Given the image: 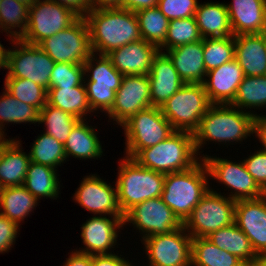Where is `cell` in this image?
Returning <instances> with one entry per match:
<instances>
[{"label":"cell","instance_id":"obj_7","mask_svg":"<svg viewBox=\"0 0 266 266\" xmlns=\"http://www.w3.org/2000/svg\"><path fill=\"white\" fill-rule=\"evenodd\" d=\"M214 190L210 186L183 222L184 229L192 238L207 237L234 223L236 200Z\"/></svg>","mask_w":266,"mask_h":266},{"label":"cell","instance_id":"obj_47","mask_svg":"<svg viewBox=\"0 0 266 266\" xmlns=\"http://www.w3.org/2000/svg\"><path fill=\"white\" fill-rule=\"evenodd\" d=\"M116 254L113 252L112 254L92 255L93 266H132V261L129 262L117 252Z\"/></svg>","mask_w":266,"mask_h":266},{"label":"cell","instance_id":"obj_21","mask_svg":"<svg viewBox=\"0 0 266 266\" xmlns=\"http://www.w3.org/2000/svg\"><path fill=\"white\" fill-rule=\"evenodd\" d=\"M245 75L239 63L233 59L209 70L203 85L212 104H231Z\"/></svg>","mask_w":266,"mask_h":266},{"label":"cell","instance_id":"obj_27","mask_svg":"<svg viewBox=\"0 0 266 266\" xmlns=\"http://www.w3.org/2000/svg\"><path fill=\"white\" fill-rule=\"evenodd\" d=\"M87 120H80L71 130L64 150L67 159L71 156L79 160L100 159L103 154L102 143L97 136L96 126L88 125ZM96 130V131H95Z\"/></svg>","mask_w":266,"mask_h":266},{"label":"cell","instance_id":"obj_42","mask_svg":"<svg viewBox=\"0 0 266 266\" xmlns=\"http://www.w3.org/2000/svg\"><path fill=\"white\" fill-rule=\"evenodd\" d=\"M203 54L207 72L231 62L235 58L234 36L204 38Z\"/></svg>","mask_w":266,"mask_h":266},{"label":"cell","instance_id":"obj_49","mask_svg":"<svg viewBox=\"0 0 266 266\" xmlns=\"http://www.w3.org/2000/svg\"><path fill=\"white\" fill-rule=\"evenodd\" d=\"M61 266H93L92 255L84 254L73 250Z\"/></svg>","mask_w":266,"mask_h":266},{"label":"cell","instance_id":"obj_44","mask_svg":"<svg viewBox=\"0 0 266 266\" xmlns=\"http://www.w3.org/2000/svg\"><path fill=\"white\" fill-rule=\"evenodd\" d=\"M198 4L197 0H159L157 8L170 21L194 17Z\"/></svg>","mask_w":266,"mask_h":266},{"label":"cell","instance_id":"obj_48","mask_svg":"<svg viewBox=\"0 0 266 266\" xmlns=\"http://www.w3.org/2000/svg\"><path fill=\"white\" fill-rule=\"evenodd\" d=\"M54 2L71 8L80 17H84L91 10V0H53Z\"/></svg>","mask_w":266,"mask_h":266},{"label":"cell","instance_id":"obj_57","mask_svg":"<svg viewBox=\"0 0 266 266\" xmlns=\"http://www.w3.org/2000/svg\"><path fill=\"white\" fill-rule=\"evenodd\" d=\"M1 151H2V137L0 138V156H1Z\"/></svg>","mask_w":266,"mask_h":266},{"label":"cell","instance_id":"obj_29","mask_svg":"<svg viewBox=\"0 0 266 266\" xmlns=\"http://www.w3.org/2000/svg\"><path fill=\"white\" fill-rule=\"evenodd\" d=\"M221 250H226L237 256L247 266H255L259 256L244 232L235 224L218 229L206 237Z\"/></svg>","mask_w":266,"mask_h":266},{"label":"cell","instance_id":"obj_25","mask_svg":"<svg viewBox=\"0 0 266 266\" xmlns=\"http://www.w3.org/2000/svg\"><path fill=\"white\" fill-rule=\"evenodd\" d=\"M235 60L243 69L245 76L266 75L265 36L242 34L234 36Z\"/></svg>","mask_w":266,"mask_h":266},{"label":"cell","instance_id":"obj_53","mask_svg":"<svg viewBox=\"0 0 266 266\" xmlns=\"http://www.w3.org/2000/svg\"><path fill=\"white\" fill-rule=\"evenodd\" d=\"M7 50L0 42V68L6 70Z\"/></svg>","mask_w":266,"mask_h":266},{"label":"cell","instance_id":"obj_15","mask_svg":"<svg viewBox=\"0 0 266 266\" xmlns=\"http://www.w3.org/2000/svg\"><path fill=\"white\" fill-rule=\"evenodd\" d=\"M123 223L124 226L132 223L134 229L142 234V239L157 234H169L183 226L161 197L134 205L124 214Z\"/></svg>","mask_w":266,"mask_h":266},{"label":"cell","instance_id":"obj_12","mask_svg":"<svg viewBox=\"0 0 266 266\" xmlns=\"http://www.w3.org/2000/svg\"><path fill=\"white\" fill-rule=\"evenodd\" d=\"M80 16L53 0H36L29 6L28 25L23 42L38 45L47 37L72 25Z\"/></svg>","mask_w":266,"mask_h":266},{"label":"cell","instance_id":"obj_52","mask_svg":"<svg viewBox=\"0 0 266 266\" xmlns=\"http://www.w3.org/2000/svg\"><path fill=\"white\" fill-rule=\"evenodd\" d=\"M122 8V0H91V10Z\"/></svg>","mask_w":266,"mask_h":266},{"label":"cell","instance_id":"obj_32","mask_svg":"<svg viewBox=\"0 0 266 266\" xmlns=\"http://www.w3.org/2000/svg\"><path fill=\"white\" fill-rule=\"evenodd\" d=\"M57 169L47 165L30 162L24 186L39 201L43 197L57 199L60 193V182Z\"/></svg>","mask_w":266,"mask_h":266},{"label":"cell","instance_id":"obj_23","mask_svg":"<svg viewBox=\"0 0 266 266\" xmlns=\"http://www.w3.org/2000/svg\"><path fill=\"white\" fill-rule=\"evenodd\" d=\"M22 141L2 137L0 156V189L24 185L29 164V153L22 150Z\"/></svg>","mask_w":266,"mask_h":266},{"label":"cell","instance_id":"obj_1","mask_svg":"<svg viewBox=\"0 0 266 266\" xmlns=\"http://www.w3.org/2000/svg\"><path fill=\"white\" fill-rule=\"evenodd\" d=\"M255 119L254 114L231 104H212L193 133L197 154L203 152L207 141L215 142V145H230L231 142L242 143L251 135L254 137Z\"/></svg>","mask_w":266,"mask_h":266},{"label":"cell","instance_id":"obj_35","mask_svg":"<svg viewBox=\"0 0 266 266\" xmlns=\"http://www.w3.org/2000/svg\"><path fill=\"white\" fill-rule=\"evenodd\" d=\"M232 106L239 108L242 111L254 114L258 117L255 109H266V75L264 76H245L239 85L237 94ZM249 110L252 108L254 110ZM254 111V112H253Z\"/></svg>","mask_w":266,"mask_h":266},{"label":"cell","instance_id":"obj_22","mask_svg":"<svg viewBox=\"0 0 266 266\" xmlns=\"http://www.w3.org/2000/svg\"><path fill=\"white\" fill-rule=\"evenodd\" d=\"M159 48L143 39L112 50L107 56L122 75H148Z\"/></svg>","mask_w":266,"mask_h":266},{"label":"cell","instance_id":"obj_43","mask_svg":"<svg viewBox=\"0 0 266 266\" xmlns=\"http://www.w3.org/2000/svg\"><path fill=\"white\" fill-rule=\"evenodd\" d=\"M84 67L72 63H55L50 76L49 89L76 87L84 83Z\"/></svg>","mask_w":266,"mask_h":266},{"label":"cell","instance_id":"obj_56","mask_svg":"<svg viewBox=\"0 0 266 266\" xmlns=\"http://www.w3.org/2000/svg\"><path fill=\"white\" fill-rule=\"evenodd\" d=\"M261 34L266 37V11H265V16H264V25H263Z\"/></svg>","mask_w":266,"mask_h":266},{"label":"cell","instance_id":"obj_39","mask_svg":"<svg viewBox=\"0 0 266 266\" xmlns=\"http://www.w3.org/2000/svg\"><path fill=\"white\" fill-rule=\"evenodd\" d=\"M33 142L29 151L32 162L56 169L69 161L65 154L64 145L51 135L43 132Z\"/></svg>","mask_w":266,"mask_h":266},{"label":"cell","instance_id":"obj_20","mask_svg":"<svg viewBox=\"0 0 266 266\" xmlns=\"http://www.w3.org/2000/svg\"><path fill=\"white\" fill-rule=\"evenodd\" d=\"M151 106L162 107L183 85L184 81L173 66L169 56L159 51L153 58L148 74Z\"/></svg>","mask_w":266,"mask_h":266},{"label":"cell","instance_id":"obj_24","mask_svg":"<svg viewBox=\"0 0 266 266\" xmlns=\"http://www.w3.org/2000/svg\"><path fill=\"white\" fill-rule=\"evenodd\" d=\"M185 84H203L206 78L203 39L165 52Z\"/></svg>","mask_w":266,"mask_h":266},{"label":"cell","instance_id":"obj_38","mask_svg":"<svg viewBox=\"0 0 266 266\" xmlns=\"http://www.w3.org/2000/svg\"><path fill=\"white\" fill-rule=\"evenodd\" d=\"M79 121L80 119L48 103L39 111L38 124H43L46 128L44 132L63 145L66 143L71 130Z\"/></svg>","mask_w":266,"mask_h":266},{"label":"cell","instance_id":"obj_51","mask_svg":"<svg viewBox=\"0 0 266 266\" xmlns=\"http://www.w3.org/2000/svg\"><path fill=\"white\" fill-rule=\"evenodd\" d=\"M159 0H122V8L136 12L144 8L157 7Z\"/></svg>","mask_w":266,"mask_h":266},{"label":"cell","instance_id":"obj_50","mask_svg":"<svg viewBox=\"0 0 266 266\" xmlns=\"http://www.w3.org/2000/svg\"><path fill=\"white\" fill-rule=\"evenodd\" d=\"M254 135L256 138H258V141L262 148H260L263 151H266V114L265 115H259L255 119L254 123Z\"/></svg>","mask_w":266,"mask_h":266},{"label":"cell","instance_id":"obj_17","mask_svg":"<svg viewBox=\"0 0 266 266\" xmlns=\"http://www.w3.org/2000/svg\"><path fill=\"white\" fill-rule=\"evenodd\" d=\"M151 107L148 75H123L116 91L112 108L106 113L110 120L121 126L132 115Z\"/></svg>","mask_w":266,"mask_h":266},{"label":"cell","instance_id":"obj_46","mask_svg":"<svg viewBox=\"0 0 266 266\" xmlns=\"http://www.w3.org/2000/svg\"><path fill=\"white\" fill-rule=\"evenodd\" d=\"M20 226L9 220L6 216L0 213V253H7L13 248L17 235L20 232ZM13 245V246H12Z\"/></svg>","mask_w":266,"mask_h":266},{"label":"cell","instance_id":"obj_28","mask_svg":"<svg viewBox=\"0 0 266 266\" xmlns=\"http://www.w3.org/2000/svg\"><path fill=\"white\" fill-rule=\"evenodd\" d=\"M204 3L198 4L194 16L202 38L234 36L226 4L211 1Z\"/></svg>","mask_w":266,"mask_h":266},{"label":"cell","instance_id":"obj_2","mask_svg":"<svg viewBox=\"0 0 266 266\" xmlns=\"http://www.w3.org/2000/svg\"><path fill=\"white\" fill-rule=\"evenodd\" d=\"M93 53L107 55L112 50L141 40L135 12L124 8L90 10L85 16Z\"/></svg>","mask_w":266,"mask_h":266},{"label":"cell","instance_id":"obj_8","mask_svg":"<svg viewBox=\"0 0 266 266\" xmlns=\"http://www.w3.org/2000/svg\"><path fill=\"white\" fill-rule=\"evenodd\" d=\"M211 105L203 84H185L160 109L175 131L193 134Z\"/></svg>","mask_w":266,"mask_h":266},{"label":"cell","instance_id":"obj_9","mask_svg":"<svg viewBox=\"0 0 266 266\" xmlns=\"http://www.w3.org/2000/svg\"><path fill=\"white\" fill-rule=\"evenodd\" d=\"M125 135V156L133 158L140 150L157 145L175 132L159 107H148L132 115L120 126Z\"/></svg>","mask_w":266,"mask_h":266},{"label":"cell","instance_id":"obj_30","mask_svg":"<svg viewBox=\"0 0 266 266\" xmlns=\"http://www.w3.org/2000/svg\"><path fill=\"white\" fill-rule=\"evenodd\" d=\"M38 203L39 200L24 185L0 189V213L19 226L34 211Z\"/></svg>","mask_w":266,"mask_h":266},{"label":"cell","instance_id":"obj_41","mask_svg":"<svg viewBox=\"0 0 266 266\" xmlns=\"http://www.w3.org/2000/svg\"><path fill=\"white\" fill-rule=\"evenodd\" d=\"M4 88L16 99L37 108L39 111L47 104L48 91L23 78H5Z\"/></svg>","mask_w":266,"mask_h":266},{"label":"cell","instance_id":"obj_11","mask_svg":"<svg viewBox=\"0 0 266 266\" xmlns=\"http://www.w3.org/2000/svg\"><path fill=\"white\" fill-rule=\"evenodd\" d=\"M38 46L55 63L83 65L93 53L85 17H79L68 28L45 38Z\"/></svg>","mask_w":266,"mask_h":266},{"label":"cell","instance_id":"obj_40","mask_svg":"<svg viewBox=\"0 0 266 266\" xmlns=\"http://www.w3.org/2000/svg\"><path fill=\"white\" fill-rule=\"evenodd\" d=\"M202 39L195 17L173 19L169 21L166 39L159 51L165 52Z\"/></svg>","mask_w":266,"mask_h":266},{"label":"cell","instance_id":"obj_55","mask_svg":"<svg viewBox=\"0 0 266 266\" xmlns=\"http://www.w3.org/2000/svg\"><path fill=\"white\" fill-rule=\"evenodd\" d=\"M16 1H19V2H22L24 4L31 6L36 0H16Z\"/></svg>","mask_w":266,"mask_h":266},{"label":"cell","instance_id":"obj_45","mask_svg":"<svg viewBox=\"0 0 266 266\" xmlns=\"http://www.w3.org/2000/svg\"><path fill=\"white\" fill-rule=\"evenodd\" d=\"M245 167L258 186L266 193V151L257 149L243 159Z\"/></svg>","mask_w":266,"mask_h":266},{"label":"cell","instance_id":"obj_6","mask_svg":"<svg viewBox=\"0 0 266 266\" xmlns=\"http://www.w3.org/2000/svg\"><path fill=\"white\" fill-rule=\"evenodd\" d=\"M83 67L84 84L92 112L107 113L112 108L123 75L114 68L107 55L92 53Z\"/></svg>","mask_w":266,"mask_h":266},{"label":"cell","instance_id":"obj_31","mask_svg":"<svg viewBox=\"0 0 266 266\" xmlns=\"http://www.w3.org/2000/svg\"><path fill=\"white\" fill-rule=\"evenodd\" d=\"M47 96L49 105L61 109L80 120H87L86 116L93 113L88 102L84 83L73 88L49 89Z\"/></svg>","mask_w":266,"mask_h":266},{"label":"cell","instance_id":"obj_26","mask_svg":"<svg viewBox=\"0 0 266 266\" xmlns=\"http://www.w3.org/2000/svg\"><path fill=\"white\" fill-rule=\"evenodd\" d=\"M226 4L233 35L259 34L264 25V0H232Z\"/></svg>","mask_w":266,"mask_h":266},{"label":"cell","instance_id":"obj_4","mask_svg":"<svg viewBox=\"0 0 266 266\" xmlns=\"http://www.w3.org/2000/svg\"><path fill=\"white\" fill-rule=\"evenodd\" d=\"M209 189L208 168L201 159L187 170L165 174L161 198L183 223Z\"/></svg>","mask_w":266,"mask_h":266},{"label":"cell","instance_id":"obj_54","mask_svg":"<svg viewBox=\"0 0 266 266\" xmlns=\"http://www.w3.org/2000/svg\"><path fill=\"white\" fill-rule=\"evenodd\" d=\"M255 266H266V254L259 256L258 261L256 262Z\"/></svg>","mask_w":266,"mask_h":266},{"label":"cell","instance_id":"obj_19","mask_svg":"<svg viewBox=\"0 0 266 266\" xmlns=\"http://www.w3.org/2000/svg\"><path fill=\"white\" fill-rule=\"evenodd\" d=\"M235 224L250 240L258 256L266 254V194L256 199L237 200Z\"/></svg>","mask_w":266,"mask_h":266},{"label":"cell","instance_id":"obj_5","mask_svg":"<svg viewBox=\"0 0 266 266\" xmlns=\"http://www.w3.org/2000/svg\"><path fill=\"white\" fill-rule=\"evenodd\" d=\"M117 169L115 184L123 214L138 203L162 196L165 174L145 168L126 156L120 160Z\"/></svg>","mask_w":266,"mask_h":266},{"label":"cell","instance_id":"obj_37","mask_svg":"<svg viewBox=\"0 0 266 266\" xmlns=\"http://www.w3.org/2000/svg\"><path fill=\"white\" fill-rule=\"evenodd\" d=\"M141 38L158 48L165 42L169 20L157 8H144L135 12Z\"/></svg>","mask_w":266,"mask_h":266},{"label":"cell","instance_id":"obj_14","mask_svg":"<svg viewBox=\"0 0 266 266\" xmlns=\"http://www.w3.org/2000/svg\"><path fill=\"white\" fill-rule=\"evenodd\" d=\"M147 266H192V237L182 226L169 234L140 239Z\"/></svg>","mask_w":266,"mask_h":266},{"label":"cell","instance_id":"obj_16","mask_svg":"<svg viewBox=\"0 0 266 266\" xmlns=\"http://www.w3.org/2000/svg\"><path fill=\"white\" fill-rule=\"evenodd\" d=\"M79 187L73 194V201L92 213L93 216L124 217L117 196V187L108 184L97 174L82 178Z\"/></svg>","mask_w":266,"mask_h":266},{"label":"cell","instance_id":"obj_34","mask_svg":"<svg viewBox=\"0 0 266 266\" xmlns=\"http://www.w3.org/2000/svg\"><path fill=\"white\" fill-rule=\"evenodd\" d=\"M192 266H247L237 256L221 250L206 237L192 238Z\"/></svg>","mask_w":266,"mask_h":266},{"label":"cell","instance_id":"obj_33","mask_svg":"<svg viewBox=\"0 0 266 266\" xmlns=\"http://www.w3.org/2000/svg\"><path fill=\"white\" fill-rule=\"evenodd\" d=\"M0 95V136L7 137L5 134V125L8 123L36 124L39 122V110L32 105L23 103L13 97L6 89L3 88Z\"/></svg>","mask_w":266,"mask_h":266},{"label":"cell","instance_id":"obj_3","mask_svg":"<svg viewBox=\"0 0 266 266\" xmlns=\"http://www.w3.org/2000/svg\"><path fill=\"white\" fill-rule=\"evenodd\" d=\"M133 159L139 165L163 174L187 170L201 160L193 134L183 131H175L157 145L140 150Z\"/></svg>","mask_w":266,"mask_h":266},{"label":"cell","instance_id":"obj_10","mask_svg":"<svg viewBox=\"0 0 266 266\" xmlns=\"http://www.w3.org/2000/svg\"><path fill=\"white\" fill-rule=\"evenodd\" d=\"M11 41L13 45L7 50L6 78L28 79L48 91L55 62L38 45L21 39Z\"/></svg>","mask_w":266,"mask_h":266},{"label":"cell","instance_id":"obj_18","mask_svg":"<svg viewBox=\"0 0 266 266\" xmlns=\"http://www.w3.org/2000/svg\"><path fill=\"white\" fill-rule=\"evenodd\" d=\"M123 220L124 217L116 216L88 218L81 226L80 236L84 248L76 251L88 255L112 254V250L118 244L119 231L124 229Z\"/></svg>","mask_w":266,"mask_h":266},{"label":"cell","instance_id":"obj_36","mask_svg":"<svg viewBox=\"0 0 266 266\" xmlns=\"http://www.w3.org/2000/svg\"><path fill=\"white\" fill-rule=\"evenodd\" d=\"M29 5L16 0H2L0 3V30L8 39H21L28 25ZM18 28V29H17ZM16 29V30H15Z\"/></svg>","mask_w":266,"mask_h":266},{"label":"cell","instance_id":"obj_13","mask_svg":"<svg viewBox=\"0 0 266 266\" xmlns=\"http://www.w3.org/2000/svg\"><path fill=\"white\" fill-rule=\"evenodd\" d=\"M209 172V179L224 184L231 192L227 197L234 200L256 199L266 194L247 171L243 160L234 162L223 157H214L204 153L199 156Z\"/></svg>","mask_w":266,"mask_h":266}]
</instances>
